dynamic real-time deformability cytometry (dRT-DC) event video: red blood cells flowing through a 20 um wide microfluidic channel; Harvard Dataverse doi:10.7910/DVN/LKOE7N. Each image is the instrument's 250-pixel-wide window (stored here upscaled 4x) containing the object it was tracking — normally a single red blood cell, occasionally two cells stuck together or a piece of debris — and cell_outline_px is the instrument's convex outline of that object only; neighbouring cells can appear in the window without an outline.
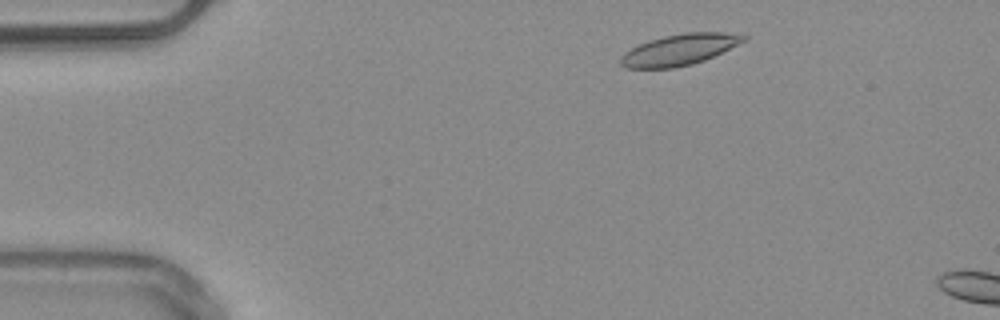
{"species": "common noctule bat (a hibernating species)", "species_latin": "Nyctalus noctula", "temperature_condition": "warm", "stored_images_in_passage": 7, "camera_frame_rate_fps": 3000, "um_per_image_px": 0.085, "animal": {"sex": "male", "body_mass_g": 20.4}, "frame": {"image": 1, "passage_image": 4, "time_ms": 1.0, "image_size_px": [1000, 320], "cell_outline_px": [[748, 36], [744, 40], [704, 60], [692, 64], [672, 68], [624, 68], [620, 64], [620, 56], [624, 52], [648, 40], [664, 36], [684, 32], [724, 32]], "centroid_in_image_um": [57.67, 4.22], "position_along_channel_um": 27.3, "area_um2": 21.96}}